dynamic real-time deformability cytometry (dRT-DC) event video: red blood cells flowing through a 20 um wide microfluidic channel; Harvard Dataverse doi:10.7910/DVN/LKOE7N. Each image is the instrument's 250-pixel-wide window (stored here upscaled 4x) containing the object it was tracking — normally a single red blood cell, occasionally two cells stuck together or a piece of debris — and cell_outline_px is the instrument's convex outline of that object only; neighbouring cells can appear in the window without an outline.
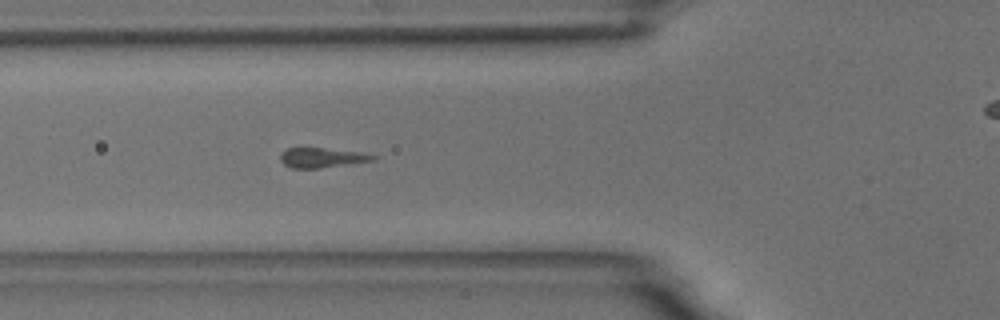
{"species": "common noctule bat (a hibernating species)", "species_latin": "Nyctalus noctula", "temperature_condition": "room temperature", "stored_images_in_passage": 39, "camera_frame_rate_fps": 3000, "um_per_image_px": 0.085, "animal": {"sex": "male", "body_mass_g": 18.8}, "frame": {"image": 1, "passage_image": 3, "time_ms": 0.667, "image_size_px": [1000, 320], "cell_outline_px": [[376, 160], [320, 168], [292, 168], [284, 164], [280, 160], [280, 152], [288, 148], [300, 144], [304, 144], [360, 152], [376, 156]], "centroid_in_image_um": [27.27, 13.34], "position_along_channel_um": 98.5, "area_um2": 11.44}}
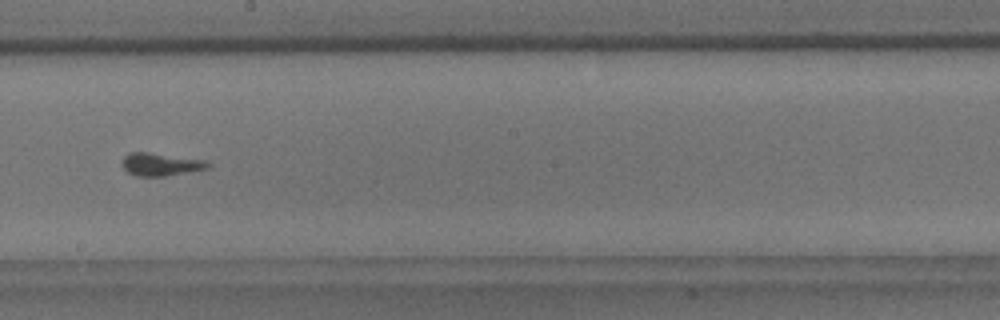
{"frame": {"image": 2, "passage_image": 14, "time_ms": 4.333, "image_size_px": [1000, 320], "cell_outline_px": [[212, 164], [208, 168], [164, 176], [136, 176], [128, 172], [120, 164], [120, 160], [128, 152], [148, 152], [208, 160]], "centroid_in_image_um": [13.64, 13.95], "position_along_channel_um": 234.6, "area_um2": 11.56}}
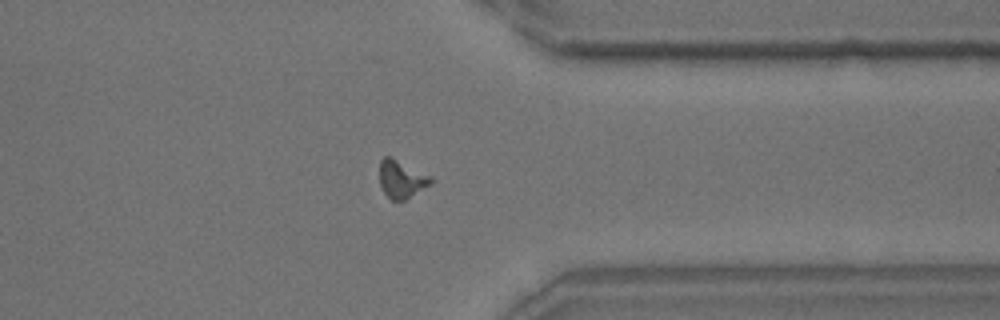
{"frame": {"image": 3, "passage_image": 26, "time_ms": 8.333, "image_size_px": [1000, 320], "cell_outline_px": [[436, 180], [432, 184], [404, 200], [392, 200], [384, 192], [380, 184], [380, 160], [384, 156], [392, 156], [432, 176]], "centroid_in_image_um": [34.17, 15.2], "position_along_channel_um": 377.2, "area_um2": 11.5}}